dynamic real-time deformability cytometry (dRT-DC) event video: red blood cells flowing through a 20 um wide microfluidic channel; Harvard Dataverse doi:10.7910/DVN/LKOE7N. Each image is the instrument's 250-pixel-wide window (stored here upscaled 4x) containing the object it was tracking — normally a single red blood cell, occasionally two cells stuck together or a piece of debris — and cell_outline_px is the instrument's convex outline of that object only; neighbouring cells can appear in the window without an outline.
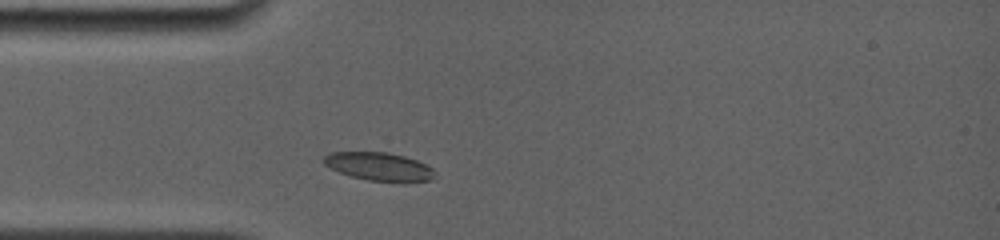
{"species": "common noctule bat (a hibernating species)", "species_latin": "Nyctalus noctula", "temperature_condition": "room temperature", "stored_images_in_passage": 11, "camera_frame_rate_fps": 4000, "um_per_image_px": 0.085, "animal": {"sex": "female", "body_mass_g": 19.0, "forearm_length_mm": 56.7}, "frame": {"image": 1, "passage_image": 2, "time_ms": 0.5, "image_size_px": [1000, 240], "cell_outline_px": [[436, 172], [428, 180], [368, 180], [352, 176], [340, 172], [324, 164], [320, 160], [328, 152], [388, 152], [404, 156], [416, 160], [432, 168]], "centroid_in_image_um": [32.13, 14.11], "position_along_channel_um": 52.9, "area_um2": 17.69}}
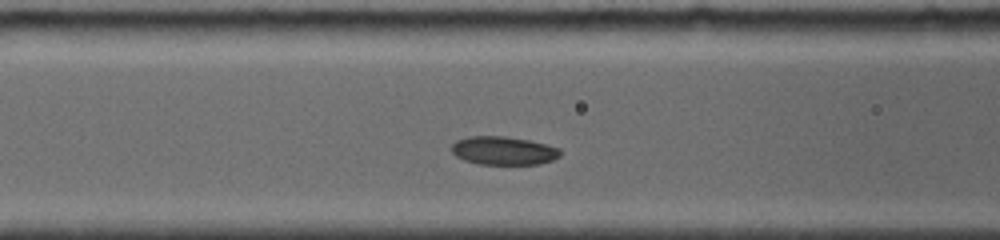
{"frame": {"image": 2, "passage_image": 6, "time_ms": 2.5, "image_size_px": [1000, 240], "cell_outline_px": [[560, 156], [552, 160], [540, 164], [480, 164], [464, 160], [456, 156], [452, 152], [452, 144], [456, 140], [468, 136], [504, 136], [528, 140], [560, 148]], "centroid_in_image_um": [42.78, 12.8], "position_along_channel_um": 123.8, "area_um2": 17.92}}
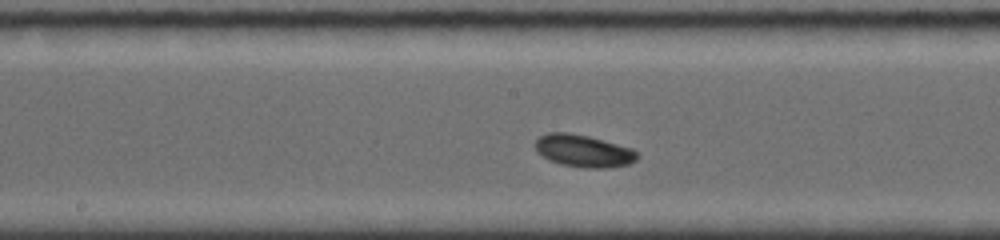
{"frame": {"image": 3, "passage_image": 10, "time_ms": 4.5, "image_size_px": [1000, 240], "cell_outline_px": [[640, 156], [636, 160], [628, 164], [608, 168], [584, 168], [560, 164], [544, 156], [532, 144], [540, 136], [548, 132], [568, 132], [588, 136], [632, 148]], "centroid_in_image_um": [49.61, 12.82], "position_along_channel_um": 198.6, "area_um2": 19.13}}